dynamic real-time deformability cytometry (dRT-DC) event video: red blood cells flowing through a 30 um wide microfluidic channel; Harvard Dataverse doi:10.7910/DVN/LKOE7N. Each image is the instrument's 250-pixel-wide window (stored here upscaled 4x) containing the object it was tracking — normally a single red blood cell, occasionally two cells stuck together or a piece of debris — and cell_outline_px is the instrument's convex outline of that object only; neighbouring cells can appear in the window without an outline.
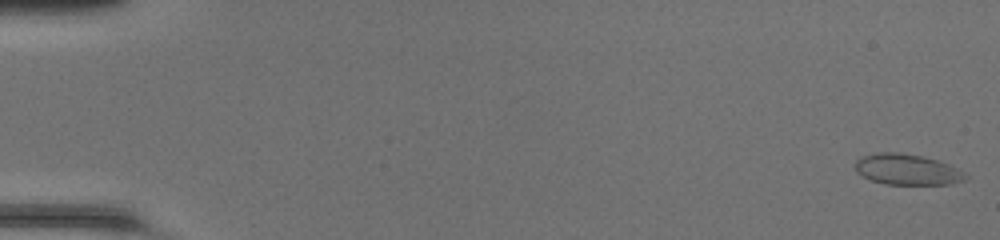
{"species": "common noctule bat (a hibernating species)", "species_latin": "Nyctalus noctula", "temperature_condition": "room temperature", "stored_images_in_passage": 49, "camera_frame_rate_fps": 3000, "um_per_image_px": 0.085, "animal": {"sex": "female", "body_mass_g": 20.0, "forearm_length_mm": 54.0}, "frame": {"image": 1, "passage_image": 1, "time_ms": 0.0, "image_size_px": [1000, 240], "cell_outline_px": [[968, 176], [964, 180], [948, 184], [884, 184], [872, 180], [856, 172], [856, 160], [860, 156], [876, 152], [900, 152], [920, 156], [936, 160], [948, 164], [964, 172]], "centroid_in_image_um": [77.07, 14.4], "position_along_channel_um": 7.9, "area_um2": 19.65}}
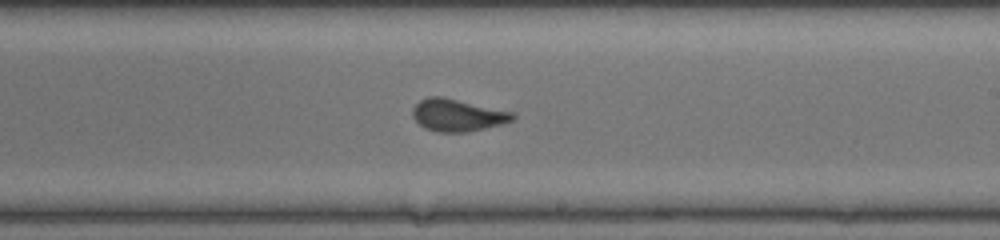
{"frame": {"image": 2, "passage_image": 30, "time_ms": 9.667, "image_size_px": [1000, 240], "cell_outline_px": [[516, 116], [512, 120], [504, 124], [468, 132], [436, 132], [424, 128], [412, 116], [412, 108], [420, 100], [428, 96], [440, 96], [516, 112]], "centroid_in_image_um": [38.91, 9.79], "position_along_channel_um": 250.1, "area_um2": 19.02}}
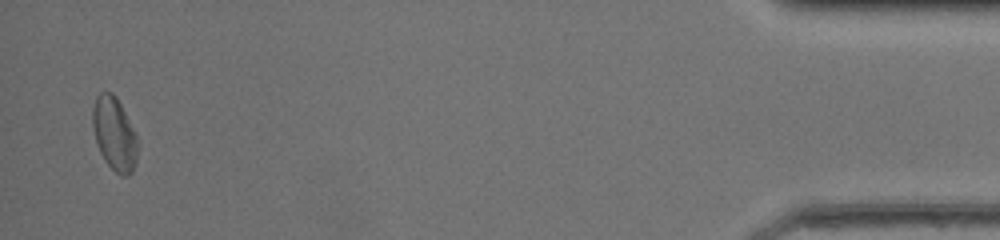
{"frame": {"image": 3, "passage_image": 48, "time_ms": 15.667, "image_size_px": [1000, 240], "cell_outline_px": [[136, 164], [132, 172], [128, 176], [120, 176], [104, 160], [100, 152], [92, 128], [92, 108], [96, 96], [100, 92], [112, 92], [116, 96], [136, 136]], "centroid_in_image_um": [9.69, 11.38], "position_along_channel_um": 425.5, "area_um2": 18.96}, "authors_computed_cell_mechanics": {"area_um2": 18.785, "velocity_mm_per_s": 4.2861, "shape_relaxation_time_tau1_ms": 4.1791, "shape_relaxation_time_tau2_ms": null, "deformation_change_tau1": 0.1205, "deformation_change_tau2": null}}